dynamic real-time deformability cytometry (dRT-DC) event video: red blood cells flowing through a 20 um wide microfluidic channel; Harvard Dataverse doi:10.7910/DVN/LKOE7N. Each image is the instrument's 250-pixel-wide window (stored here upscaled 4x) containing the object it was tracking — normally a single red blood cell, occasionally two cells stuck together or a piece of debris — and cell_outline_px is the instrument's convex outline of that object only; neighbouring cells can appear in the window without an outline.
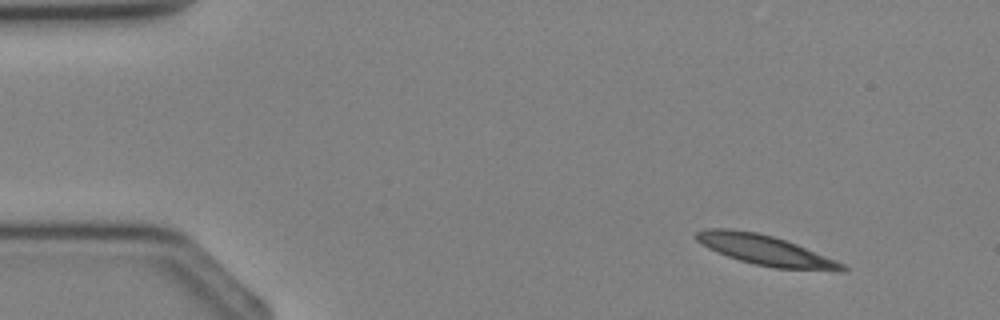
{"species": "Egyptian fruit bat (a non-hibernating species)", "species_latin": "Rousettus aegyptiacus", "temperature_condition": "cold", "stored_images_in_passage": 4, "camera_frame_rate_fps": 3000, "um_per_image_px": 0.085, "animal": {"sex": "female"}, "frame": {"image": 1, "passage_image": 4, "time_ms": 4.333, "image_size_px": [1000, 320], "cell_outline_px": [[848, 268], [840, 272], [776, 268], [756, 264], [740, 260], [716, 252], [708, 248], [696, 240], [696, 232], [704, 228], [728, 228], [756, 232], [772, 236], [796, 244], [836, 260], [844, 264]], "centroid_in_image_um": [65.07, 21.27], "position_along_channel_um": 19.9, "area_um2": 25.49}}